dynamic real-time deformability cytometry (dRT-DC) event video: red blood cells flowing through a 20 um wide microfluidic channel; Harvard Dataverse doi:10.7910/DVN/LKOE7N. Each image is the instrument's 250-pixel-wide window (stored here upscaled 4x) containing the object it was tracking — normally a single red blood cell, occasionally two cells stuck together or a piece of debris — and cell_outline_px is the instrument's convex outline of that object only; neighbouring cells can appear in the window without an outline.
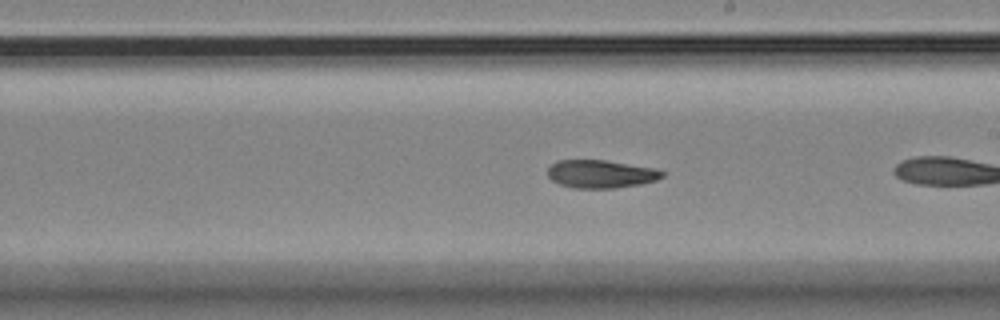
{"species": "Egyptian fruit bat (a non-hibernating species)", "species_latin": "Rousettus aegyptiacus", "temperature_condition": "room temperature", "stored_images_in_passage": 26, "camera_frame_rate_fps": 3000, "um_per_image_px": 0.085, "animal": {"sex": "female"}, "frame": {"image": 1, "passage_image": 15, "time_ms": 4.667, "image_size_px": [1000, 320], "cell_outline_px": [[664, 176], [656, 180], [640, 184], [616, 188], [572, 188], [560, 184], [552, 180], [548, 176], [548, 168], [556, 160], [604, 160], [656, 168], [664, 172]], "centroid_in_image_um": [51.07, 14.79], "position_along_channel_um": 237.9, "area_um2": 18.73}}